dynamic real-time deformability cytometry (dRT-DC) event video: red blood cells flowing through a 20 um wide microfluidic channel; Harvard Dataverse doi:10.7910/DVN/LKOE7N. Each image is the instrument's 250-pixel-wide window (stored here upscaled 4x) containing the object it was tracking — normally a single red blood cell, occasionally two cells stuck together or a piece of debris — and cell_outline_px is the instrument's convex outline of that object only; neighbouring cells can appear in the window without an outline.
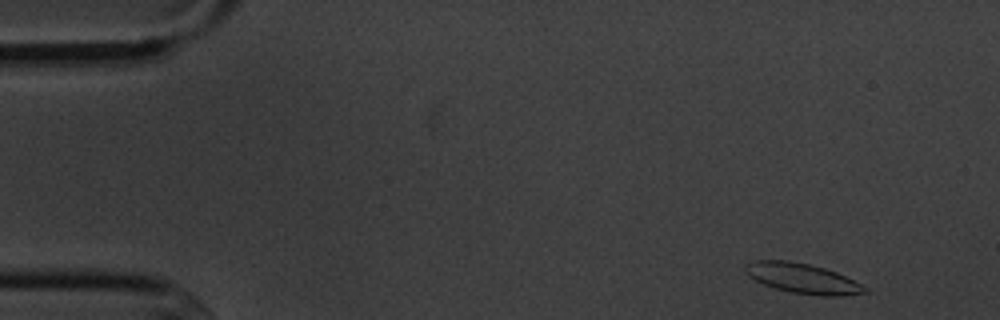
{"species": "common noctule bat (a hibernating species)", "species_latin": "Nyctalus noctula", "temperature_condition": "cold", "stored_images_in_passage": 5, "camera_frame_rate_fps": 3000, "um_per_image_px": 0.085, "animal": {"sex": "male", "body_mass_g": 20.1, "forearm_length_mm": 53.5}, "frame": {"image": 1, "passage_image": 1, "time_ms": 0.0, "image_size_px": [1000, 320], "cell_outline_px": [[868, 292], [844, 296], [820, 296], [788, 292], [764, 284], [748, 276], [744, 272], [744, 264], [756, 260], [788, 260], [808, 264], [824, 268], [836, 272], [868, 288]], "centroid_in_image_um": [68.19, 23.67], "position_along_channel_um": 16.8, "area_um2": 20.92}}